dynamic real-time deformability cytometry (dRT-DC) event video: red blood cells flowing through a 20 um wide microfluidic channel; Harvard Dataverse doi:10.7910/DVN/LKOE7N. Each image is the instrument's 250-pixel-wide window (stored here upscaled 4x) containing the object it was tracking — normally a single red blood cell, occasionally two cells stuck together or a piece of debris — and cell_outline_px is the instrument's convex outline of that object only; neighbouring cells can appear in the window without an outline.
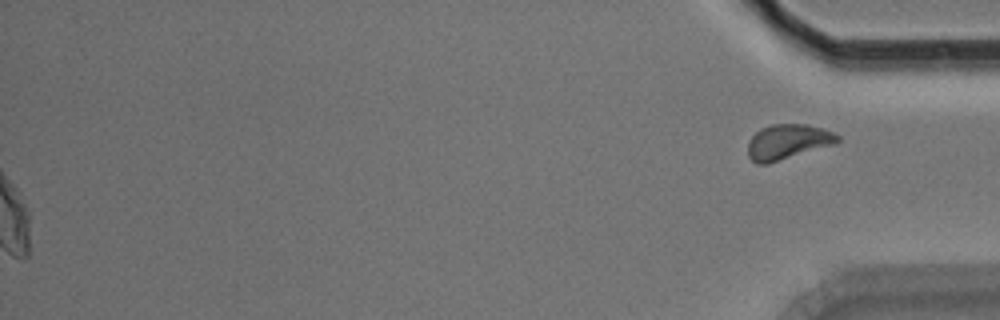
{"species": "Egyptian fruit bat (a non-hibernating species)", "species_latin": "Rousettus aegyptiacus", "temperature_condition": "room temperature", "stored_images_in_passage": 48, "segment_of_instrument_passage": [2, 2], "camera_frame_rate_fps": 3000, "um_per_image_px": 0.085, "animal": {"sex": "male"}, "frame": {"image": 1, "passage_image": 48, "time_ms": 15.667, "image_size_px": [1000, 320], "cell_outline_px": [[840, 140], [836, 144], [768, 164], [756, 164], [748, 156], [748, 140], [760, 128], [772, 124], [808, 124], [824, 128], [840, 136]], "centroid_in_image_um": [66.97, 12.05], "position_along_channel_um": 368.2, "area_um2": 18.61}}